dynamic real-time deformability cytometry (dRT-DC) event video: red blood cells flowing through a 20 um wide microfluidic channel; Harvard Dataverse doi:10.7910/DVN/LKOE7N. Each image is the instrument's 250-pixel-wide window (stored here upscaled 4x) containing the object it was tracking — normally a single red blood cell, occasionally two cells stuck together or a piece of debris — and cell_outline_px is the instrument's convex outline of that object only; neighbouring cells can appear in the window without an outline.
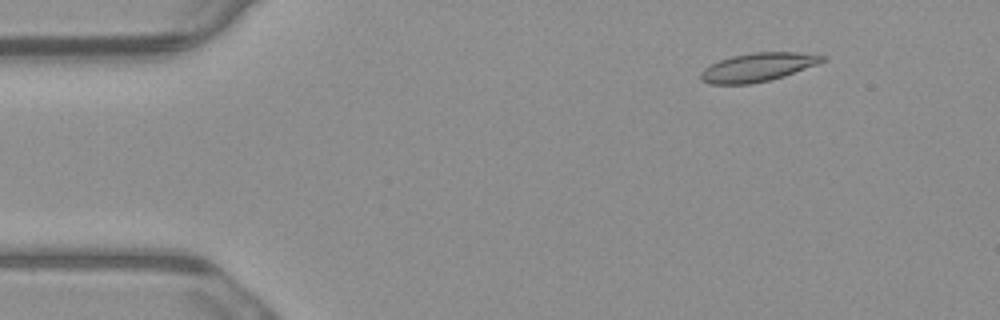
{"species": "common noctule bat (a hibernating species)", "species_latin": "Nyctalus noctula", "temperature_condition": "warm", "stored_images_in_passage": 5, "camera_frame_rate_fps": 3000, "um_per_image_px": 0.085, "animal": {"sex": "male", "body_mass_g": 23.1, "forearm_length_mm": 52.7}, "frame": {"image": 1, "passage_image": 2, "time_ms": 0.333, "image_size_px": [1000, 320], "cell_outline_px": [[828, 60], [784, 76], [768, 80], [748, 84], [712, 84], [700, 80], [700, 72], [704, 68], [720, 60], [732, 56], [752, 52], [796, 52], [828, 56]], "centroid_in_image_um": [64.43, 5.7], "position_along_channel_um": 20.6, "area_um2": 20.17}}
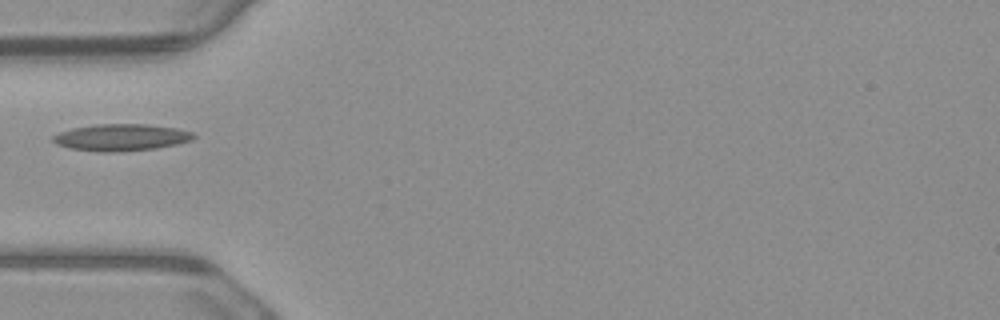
{"frame": {"image": 2, "passage_image": 5, "time_ms": 1.333, "image_size_px": [1000, 320], "cell_outline_px": [[196, 136], [192, 140], [176, 144], [156, 148], [116, 152], [104, 152], [68, 148], [56, 144], [52, 140], [52, 136], [60, 132], [72, 128], [96, 124], [148, 124], [176, 128], [192, 132]], "centroid_in_image_um": [10.29, 11.67], "position_along_channel_um": 74.7, "area_um2": 21.96}}